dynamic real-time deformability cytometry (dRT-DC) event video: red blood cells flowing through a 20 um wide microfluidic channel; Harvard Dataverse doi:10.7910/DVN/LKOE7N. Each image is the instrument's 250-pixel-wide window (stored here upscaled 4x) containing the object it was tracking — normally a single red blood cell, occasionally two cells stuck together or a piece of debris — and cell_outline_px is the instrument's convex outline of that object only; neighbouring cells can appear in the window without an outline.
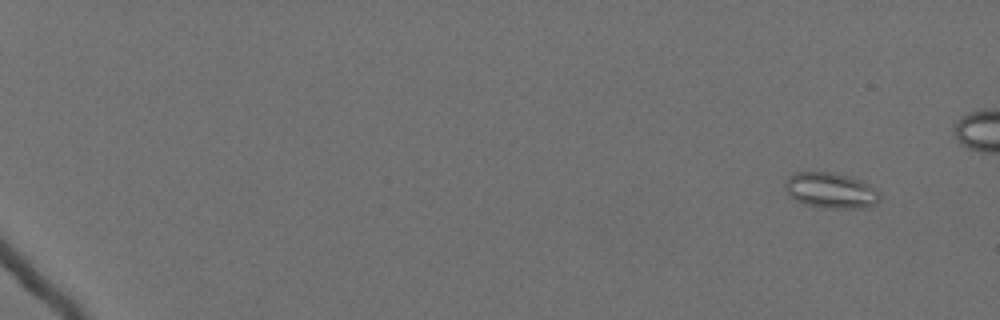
{"species": "Egyptian fruit bat (a non-hibernating species)", "species_latin": "Rousettus aegyptiacus", "temperature_condition": "cold", "stored_images_in_passage": 63, "camera_frame_rate_fps": 3000, "um_per_image_px": 0.085, "animal": {"sex": "female"}, "frame": {"image": 1, "passage_image": 6, "time_ms": 1.667, "image_size_px": [1000, 320], "cell_outline_px": [[880, 200], [876, 204], [868, 208], [824, 208], [804, 204], [788, 196], [784, 188], [784, 184], [788, 176], [796, 172], [832, 172], [860, 180], [872, 184], [880, 192]], "centroid_in_image_um": [70.63, 16.2], "position_along_channel_um": 14.4, "area_um2": 20.06}}
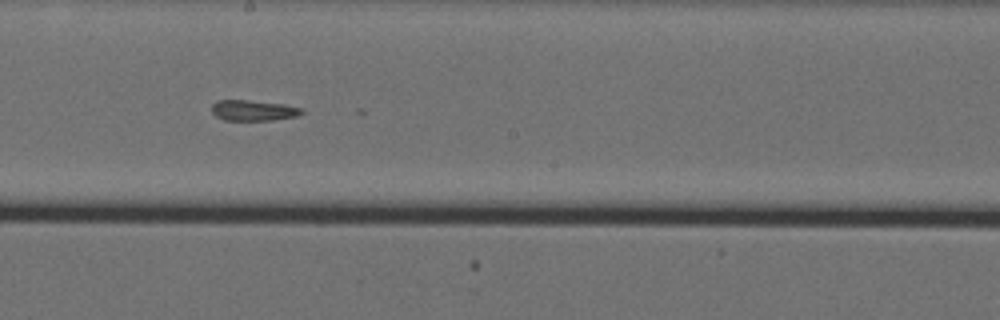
{"frame": {"image": 2, "passage_image": 40, "time_ms": 13.0, "image_size_px": [1000, 320], "cell_outline_px": [[304, 112], [300, 116], [272, 120], [224, 120], [216, 116], [212, 112], [212, 104], [216, 100], [248, 100], [284, 104], [304, 108]], "centroid_in_image_um": [21.58, 9.38], "position_along_channel_um": 226.6, "area_um2": 10.98}}
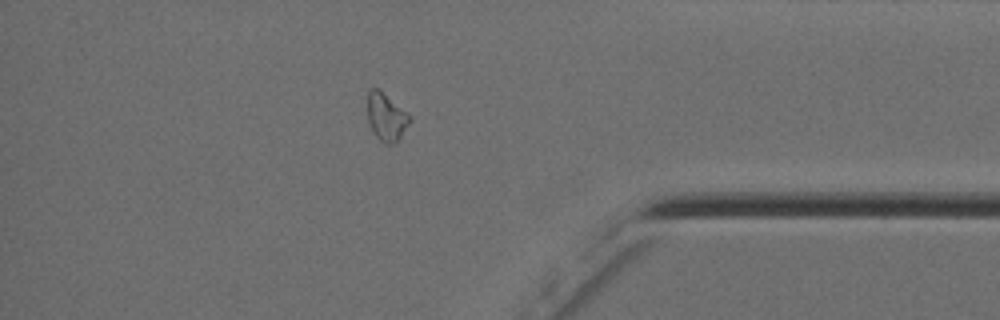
{"frame": {"image": 3, "passage_image": 56, "time_ms": 18.333, "image_size_px": [1000, 320], "cell_outline_px": [[412, 120], [400, 140], [392, 144], [384, 144], [372, 132], [368, 120], [368, 88], [380, 88], [408, 112]], "centroid_in_image_um": [32.86, 9.93], "position_along_channel_um": 402.3, "area_um2": 12.2}, "authors_computed_cell_mechanics": {"area_um2": 12.7738, "velocity_mm_per_s": 3.5856, "shape_relaxation_time_tau1_ms": null, "shape_relaxation_time_tau2_ms": 9.0651, "deformation_change_tau1": null, "deformation_change_tau2": 0.1104}}